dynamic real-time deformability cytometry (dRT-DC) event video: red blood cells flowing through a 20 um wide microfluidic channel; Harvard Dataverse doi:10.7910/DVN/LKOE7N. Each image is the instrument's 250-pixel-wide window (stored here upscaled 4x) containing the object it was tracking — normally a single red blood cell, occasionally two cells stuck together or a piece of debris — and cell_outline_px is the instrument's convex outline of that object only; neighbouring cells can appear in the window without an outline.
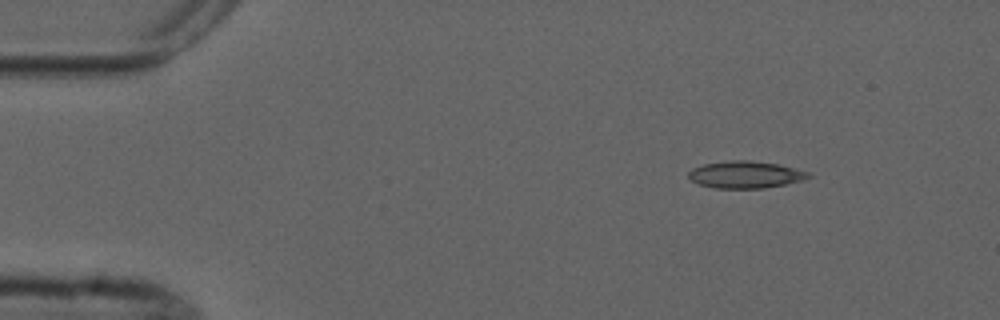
{"species": "common noctule bat (a hibernating species)", "species_latin": "Nyctalus noctula", "temperature_condition": "cold", "stored_images_in_passage": 5, "camera_frame_rate_fps": 3000, "um_per_image_px": 0.085, "animal": {"sex": "male", "forearm_length_mm": 52.5}, "frame": {"image": 1, "passage_image": 1, "time_ms": 0.0, "image_size_px": [1000, 320], "cell_outline_px": [[812, 176], [800, 180], [784, 184], [764, 188], [716, 188], [700, 184], [692, 180], [688, 176], [688, 172], [692, 168], [704, 164], [732, 160], [748, 160], [776, 164], [808, 172]], "centroid_in_image_um": [63.32, 14.84], "position_along_channel_um": 21.7, "area_um2": 18.5}}
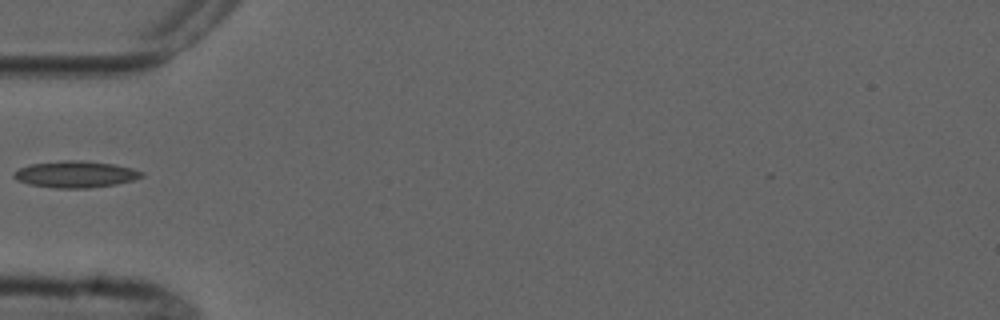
{"frame": {"image": 2, "passage_image": 4, "time_ms": 3.667, "image_size_px": [1000, 320], "cell_outline_px": [[144, 176], [132, 180], [116, 184], [88, 188], [52, 188], [28, 184], [16, 180], [12, 176], [12, 172], [28, 164], [60, 160], [80, 160], [112, 164], [132, 168], [144, 172]], "centroid_in_image_um": [6.36, 14.81], "position_along_channel_um": 78.6, "area_um2": 20.0}}
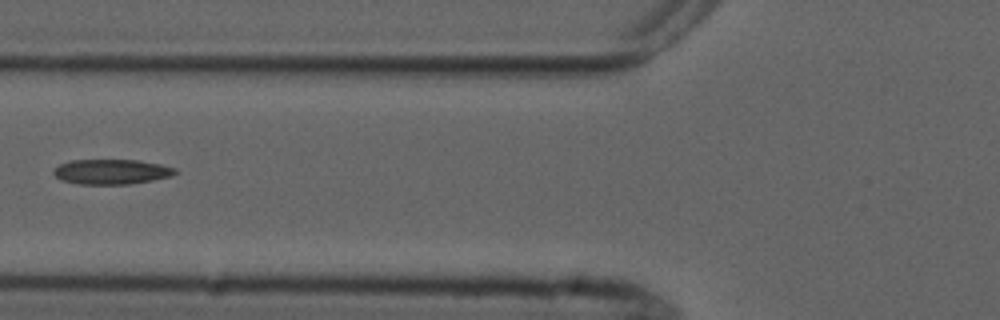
{"frame": {"image": 3, "passage_image": 5, "time_ms": 4.667, "image_size_px": [1000, 320], "cell_outline_px": [[180, 172], [172, 176], [152, 180], [128, 184], [80, 184], [60, 180], [52, 172], [60, 164], [72, 160], [136, 160], [160, 164], [176, 168]], "centroid_in_image_um": [9.51, 14.6], "position_along_channel_um": 116.3, "area_um2": 17.69}}